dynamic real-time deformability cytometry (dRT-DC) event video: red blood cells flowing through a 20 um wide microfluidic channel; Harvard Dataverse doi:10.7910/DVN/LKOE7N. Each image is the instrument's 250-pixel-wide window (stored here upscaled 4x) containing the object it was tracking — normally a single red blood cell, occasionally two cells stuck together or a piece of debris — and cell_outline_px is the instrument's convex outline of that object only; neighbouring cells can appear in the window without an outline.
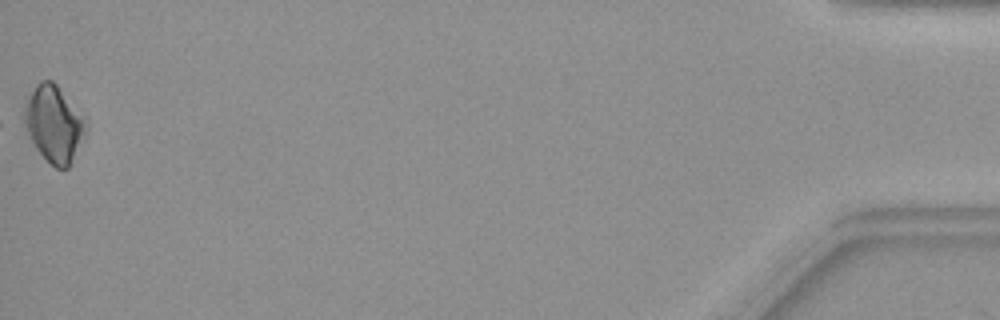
{"species": "common noctule bat (a hibernating species)", "species_latin": "Nyctalus noctula", "temperature_condition": "warm", "stored_images_in_passage": 39, "camera_frame_rate_fps": 3000, "um_per_image_px": 0.085, "animal": {"sex": "female", "body_mass_g": 19.9}, "frame": {"image": 1, "passage_image": 39, "time_ms": 12.667, "image_size_px": [1000, 320], "cell_outline_px": [[84, 136], [72, 164], [68, 168], [56, 168], [36, 148], [28, 136], [24, 124], [24, 104], [28, 96], [36, 84], [40, 80], [52, 80], [56, 84], [84, 116]], "centroid_in_image_um": [4.56, 10.52], "position_along_channel_um": 430.6, "area_um2": 27.17}}